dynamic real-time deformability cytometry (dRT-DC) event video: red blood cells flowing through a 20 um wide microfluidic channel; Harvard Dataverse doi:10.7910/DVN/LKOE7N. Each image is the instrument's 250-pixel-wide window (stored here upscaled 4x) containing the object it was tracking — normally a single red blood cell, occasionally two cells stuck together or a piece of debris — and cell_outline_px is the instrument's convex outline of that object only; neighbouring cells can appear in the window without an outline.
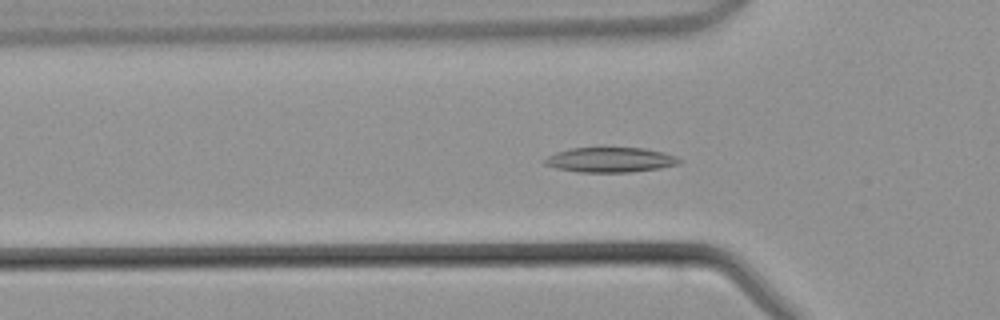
{"species": "common noctule bat (a hibernating species)", "species_latin": "Nyctalus noctula", "temperature_condition": "warm", "stored_images_in_passage": 44, "camera_frame_rate_fps": 3000, "um_per_image_px": 0.085, "animal": {"sex": "male", "body_mass_g": 21.5, "forearm_length_mm": 52.0}, "frame": {"image": 1, "passage_image": 13, "time_ms": 4.0, "image_size_px": [1000, 320], "cell_outline_px": [[684, 160], [680, 164], [660, 168], [628, 172], [580, 172], [556, 168], [544, 164], [544, 160], [548, 156], [556, 152], [572, 148], [604, 144], [644, 148], [664, 152], [676, 156]], "centroid_in_image_um": [51.91, 13.53], "position_along_channel_um": 73.9, "area_um2": 20.58}}
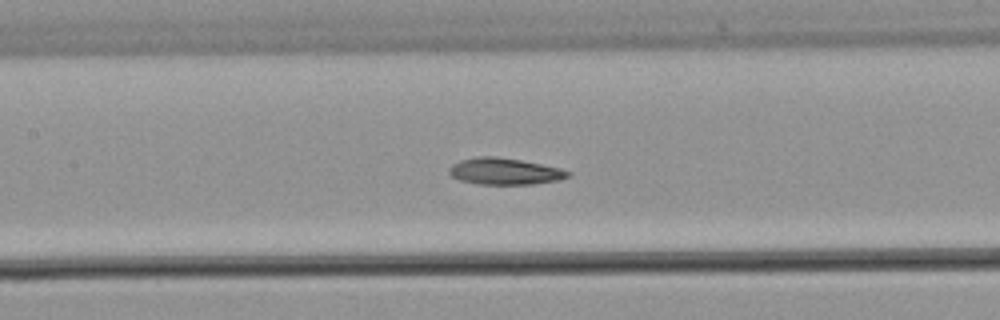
{"frame": {"image": 2, "passage_image": 19, "time_ms": 6.0, "image_size_px": [1000, 320], "cell_outline_px": [[572, 176], [556, 180], [532, 184], [480, 184], [460, 180], [452, 176], [448, 172], [448, 168], [452, 164], [460, 160], [476, 156], [492, 156], [520, 160], [560, 168], [572, 172]], "centroid_in_image_um": [42.88, 14.56], "position_along_channel_um": 164.5, "area_um2": 18.32}}
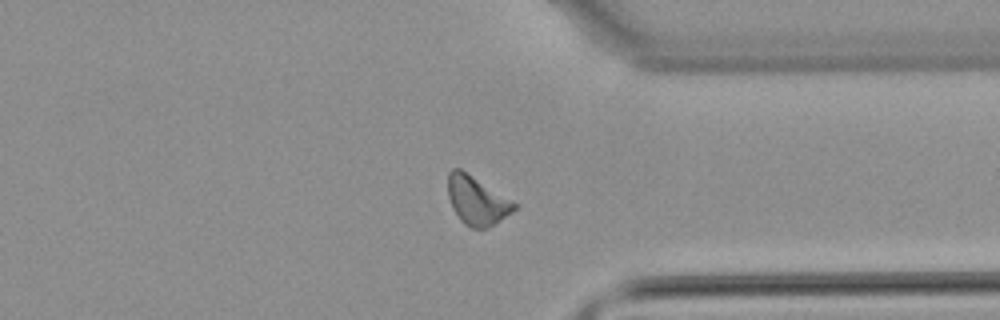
{"frame": {"image": 3, "passage_image": 33, "time_ms": 10.667, "image_size_px": [1000, 320], "cell_outline_px": [[516, 208], [512, 212], [488, 228], [468, 228], [460, 220], [452, 208], [448, 196], [448, 172], [452, 168], [460, 168], [516, 204]], "centroid_in_image_um": [40.48, 17.06], "position_along_channel_um": 370.9, "area_um2": 18.44}}